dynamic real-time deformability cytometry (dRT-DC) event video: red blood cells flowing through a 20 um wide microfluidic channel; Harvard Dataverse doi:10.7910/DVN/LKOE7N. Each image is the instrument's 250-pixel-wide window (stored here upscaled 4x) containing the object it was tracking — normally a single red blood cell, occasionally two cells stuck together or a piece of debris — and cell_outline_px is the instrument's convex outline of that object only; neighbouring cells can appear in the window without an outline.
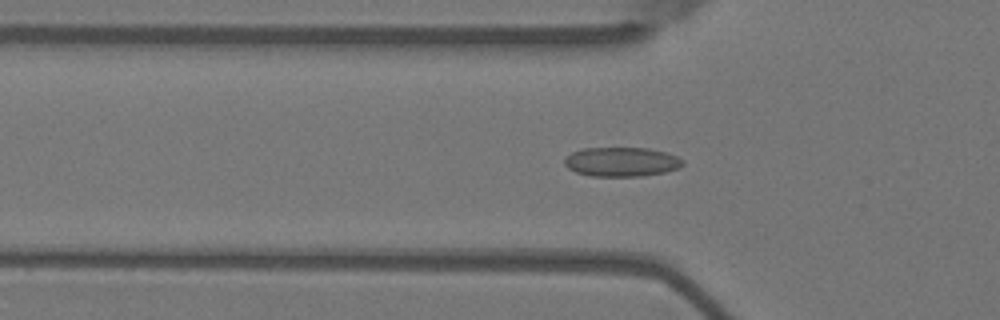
{"species": "Egyptian fruit bat (a non-hibernating species)", "species_latin": "Rousettus aegyptiacus", "temperature_condition": "warm", "stored_images_in_passage": 48, "camera_frame_rate_fps": 3000, "um_per_image_px": 0.085, "animal": {"sex": "female"}, "frame": {"image": 1, "passage_image": 17, "time_ms": 5.333, "image_size_px": [1000, 320], "cell_outline_px": [[684, 164], [680, 168], [664, 172], [640, 176], [592, 176], [576, 172], [568, 168], [564, 164], [564, 160], [572, 152], [584, 148], [648, 148], [664, 152], [676, 156], [684, 160]], "centroid_in_image_um": [52.84, 13.76], "position_along_channel_um": 73.0, "area_um2": 20.11}}
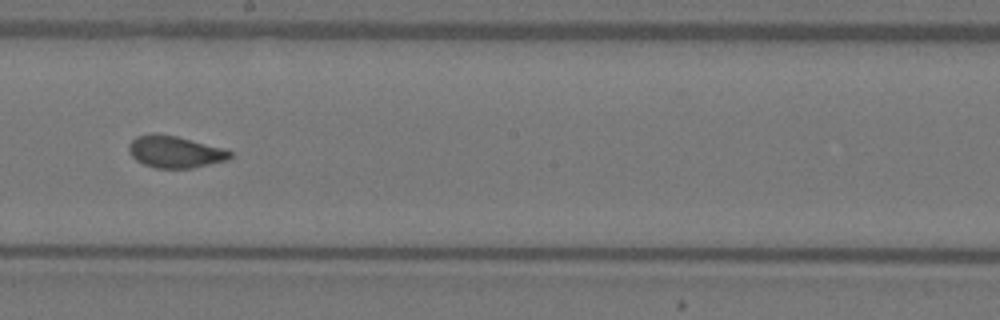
{"frame": {"image": 2, "passage_image": 30, "time_ms": 9.667, "image_size_px": [1000, 320], "cell_outline_px": [[232, 156], [228, 160], [192, 168], [156, 168], [144, 164], [136, 160], [128, 152], [128, 144], [136, 136], [156, 132], [176, 136], [224, 148], [232, 152]], "centroid_in_image_um": [14.86, 12.9], "position_along_channel_um": 233.3, "area_um2": 18.96}}
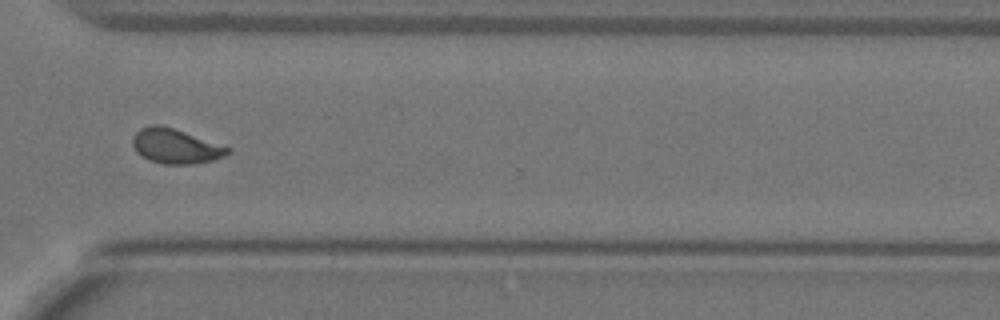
{"frame": {"image": 3, "passage_image": 40, "time_ms": 13.0, "image_size_px": [1000, 320], "cell_outline_px": [[232, 148], [224, 156], [212, 160], [192, 164], [164, 164], [148, 160], [140, 156], [136, 152], [132, 144], [132, 136], [140, 128], [152, 124], [160, 124]], "centroid_in_image_um": [14.86, 12.42], "position_along_channel_um": 355.7, "area_um2": 19.19}}